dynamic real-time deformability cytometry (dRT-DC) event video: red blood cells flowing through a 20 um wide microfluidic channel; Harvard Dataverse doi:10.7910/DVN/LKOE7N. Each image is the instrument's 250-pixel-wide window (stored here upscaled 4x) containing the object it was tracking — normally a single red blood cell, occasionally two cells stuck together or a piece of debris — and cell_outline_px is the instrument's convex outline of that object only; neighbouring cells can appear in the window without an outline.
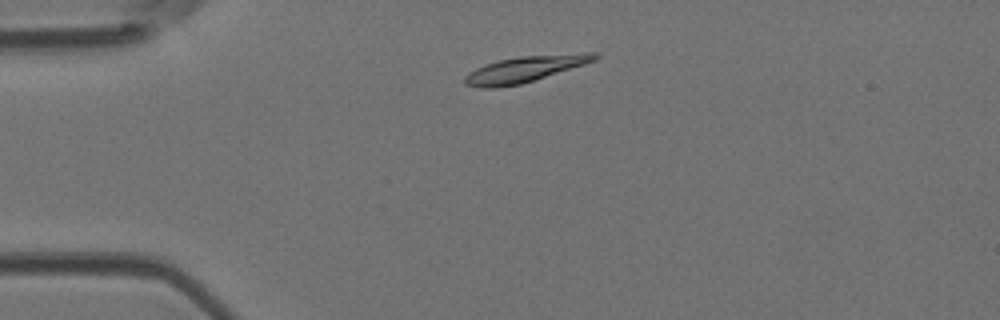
{"species": "Egyptian fruit bat (a non-hibernating species)", "species_latin": "Rousettus aegyptiacus", "temperature_condition": "room temperature", "stored_images_in_passage": 7, "camera_frame_rate_fps": 3000, "um_per_image_px": 0.085, "animal": {"sex": "female"}, "frame": {"image": 1, "passage_image": 2, "time_ms": 0.333, "image_size_px": [1000, 320], "cell_outline_px": [[600, 56], [596, 60], [584, 64], [520, 84], [496, 88], [480, 88], [464, 84], [464, 76], [468, 72], [484, 64], [496, 60], [520, 56], [584, 52], [600, 52]], "centroid_in_image_um": [44.6, 5.86], "position_along_channel_um": 40.4, "area_um2": 19.88}}
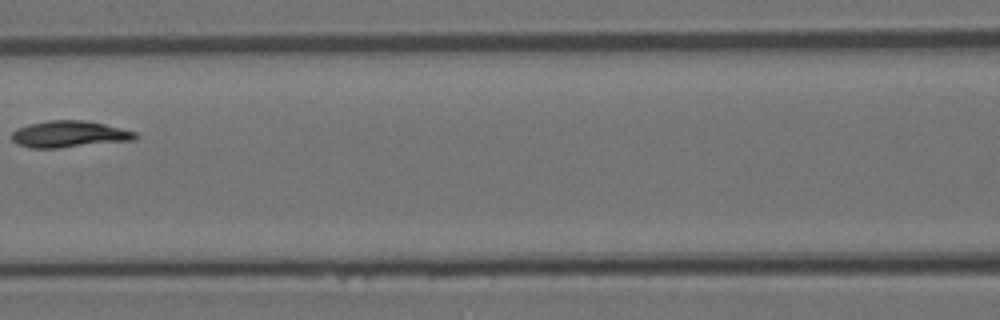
{"frame": {"image": 2, "passage_image": 5, "time_ms": 1.333, "image_size_px": [1000, 320], "cell_outline_px": [[140, 136], [136, 140], [56, 148], [32, 148], [16, 144], [12, 140], [12, 132], [16, 128], [28, 124], [48, 120], [84, 120], [104, 124], [136, 132]], "centroid_in_image_um": [5.88, 11.4], "position_along_channel_um": 160.7, "area_um2": 19.25}}
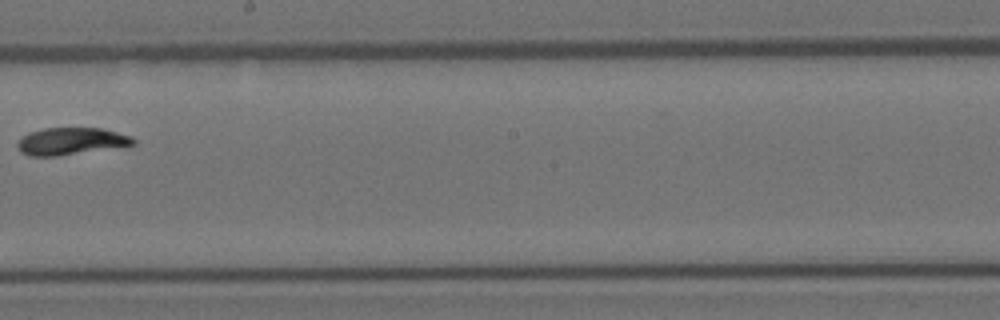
{"frame": {"image": 3, "passage_image": 7, "time_ms": 2.0, "image_size_px": [1000, 320], "cell_outline_px": [[136, 144], [128, 148], [56, 156], [28, 156], [20, 152], [16, 144], [28, 132], [44, 128], [100, 128], [132, 136], [136, 140]], "centroid_in_image_um": [6.14, 12.03], "position_along_channel_um": 242.1, "area_um2": 18.96}}